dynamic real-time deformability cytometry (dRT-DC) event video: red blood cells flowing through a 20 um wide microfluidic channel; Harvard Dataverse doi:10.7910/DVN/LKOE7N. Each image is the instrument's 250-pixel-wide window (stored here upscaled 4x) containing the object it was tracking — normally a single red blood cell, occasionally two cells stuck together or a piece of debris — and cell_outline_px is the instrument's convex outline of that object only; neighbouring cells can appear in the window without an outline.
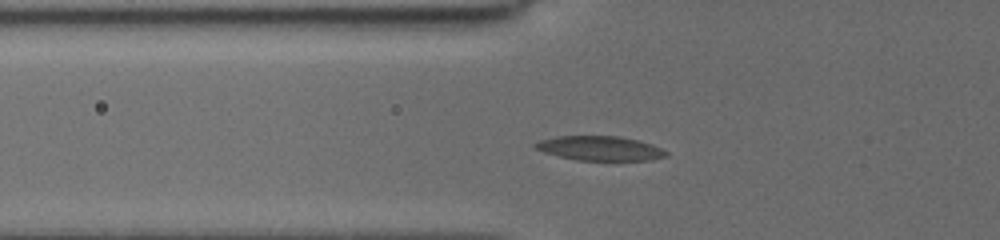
{"species": "common noctule bat (a hibernating species)", "species_latin": "Nyctalus noctula", "temperature_condition": "cold", "stored_images_in_passage": 19, "camera_frame_rate_fps": 3000, "um_per_image_px": 0.085, "animal": {"sex": "female", "body_mass_g": 19.5, "forearm_length_mm": 54.1}, "frame": {"image": 1, "passage_image": 15, "time_ms": 4.333, "image_size_px": [1000, 240], "cell_outline_px": [[668, 156], [648, 160], [576, 160], [544, 152], [532, 148], [532, 144], [540, 140], [556, 136], [620, 136], [652, 144], [668, 152]], "centroid_in_image_um": [50.96, 12.6], "position_along_channel_um": 74.8, "area_um2": 18.61}}
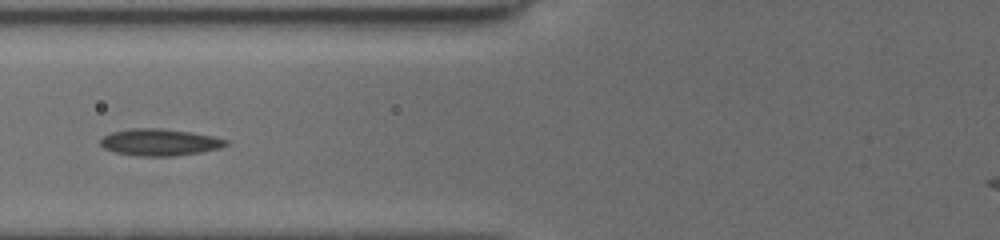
{"frame": {"image": 2, "passage_image": 17, "time_ms": 5.333, "image_size_px": [1000, 240], "cell_outline_px": [[228, 144], [220, 148], [200, 152], [172, 156], [136, 156], [116, 152], [104, 148], [100, 144], [100, 140], [104, 136], [112, 132], [132, 128], [160, 128], [192, 132], [212, 136], [228, 140]], "centroid_in_image_um": [13.57, 12.09], "position_along_channel_um": 112.2, "area_um2": 19.54}}